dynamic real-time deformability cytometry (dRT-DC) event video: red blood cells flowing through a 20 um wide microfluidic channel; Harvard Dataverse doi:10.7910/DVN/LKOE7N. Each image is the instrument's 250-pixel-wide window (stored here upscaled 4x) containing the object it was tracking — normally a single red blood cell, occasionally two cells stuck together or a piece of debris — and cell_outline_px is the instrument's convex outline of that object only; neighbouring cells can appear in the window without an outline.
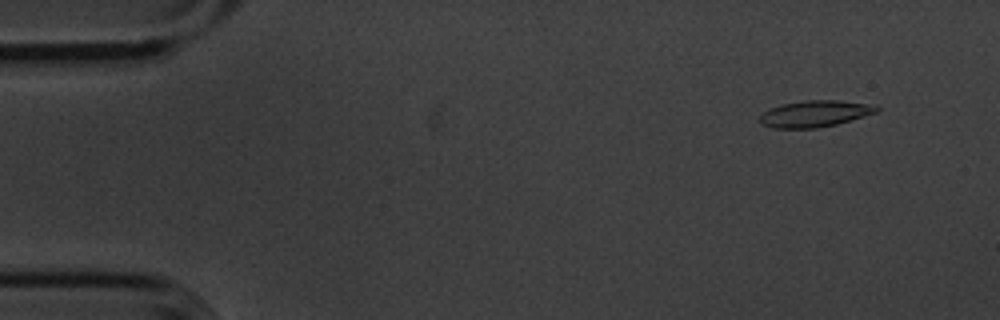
{"species": "common noctule bat (a hibernating species)", "species_latin": "Nyctalus noctula", "temperature_condition": "cold", "stored_images_in_passage": 55, "camera_frame_rate_fps": 3000, "um_per_image_px": 0.085, "animal": {"sex": "male", "body_mass_g": 20.1, "forearm_length_mm": 53.5}, "frame": {"image": 1, "passage_image": 5, "time_ms": 1.333, "image_size_px": [1000, 320], "cell_outline_px": [[880, 108], [876, 112], [836, 124], [816, 128], [772, 128], [760, 124], [760, 116], [768, 108], [780, 104], [804, 100], [840, 100], [868, 104]], "centroid_in_image_um": [69.19, 9.66], "position_along_channel_um": 15.8, "area_um2": 17.92}}
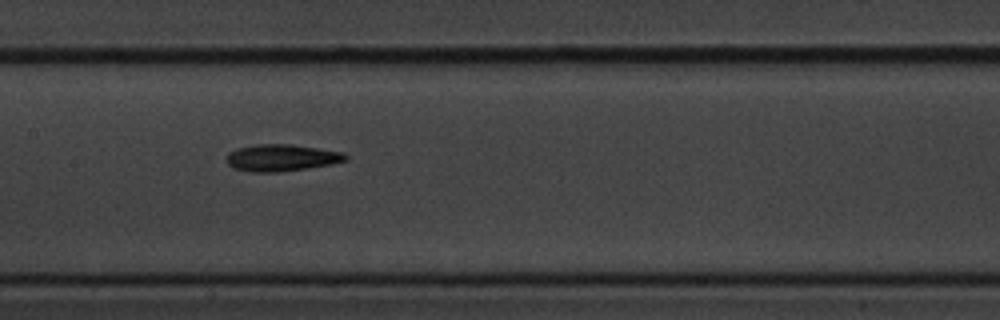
{"frame": {"image": 2, "passage_image": 27, "time_ms": 8.667, "image_size_px": [1000, 320], "cell_outline_px": [[348, 160], [332, 164], [308, 168], [276, 172], [252, 172], [232, 168], [228, 164], [228, 152], [236, 148], [256, 144], [292, 144], [344, 152], [348, 156]], "centroid_in_image_um": [23.95, 13.4], "position_along_channel_um": 183.5, "area_um2": 18.73}}
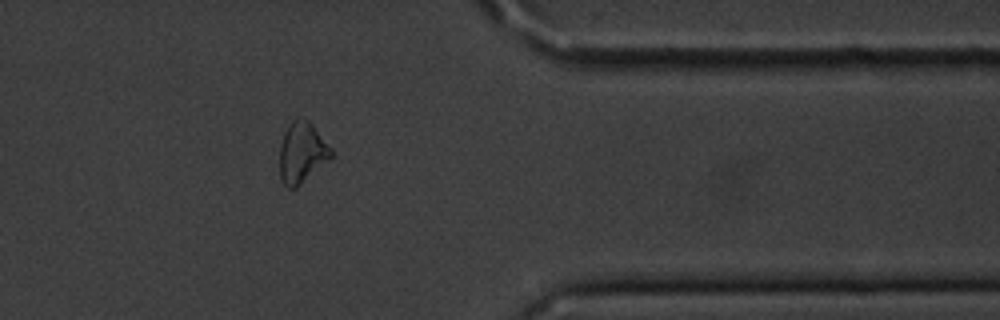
{"frame": {"image": 3, "passage_image": 45, "time_ms": 14.667, "image_size_px": [1000, 320], "cell_outline_px": [[332, 156], [296, 188], [288, 188], [280, 180], [280, 144], [284, 132], [288, 124], [292, 120], [308, 120], [312, 124], [332, 148]], "centroid_in_image_um": [25.64, 12.98], "position_along_channel_um": 385.8, "area_um2": 17.98}, "authors_computed_cell_mechanics": {"area_um2": 18.1492, "velocity_mm_per_s": 3.6244, "shape_relaxation_time_tau1_ms": 3.7132, "shape_relaxation_time_tau2_ms": null, "deformation_change_tau1": 0.104, "deformation_change_tau2": null}}